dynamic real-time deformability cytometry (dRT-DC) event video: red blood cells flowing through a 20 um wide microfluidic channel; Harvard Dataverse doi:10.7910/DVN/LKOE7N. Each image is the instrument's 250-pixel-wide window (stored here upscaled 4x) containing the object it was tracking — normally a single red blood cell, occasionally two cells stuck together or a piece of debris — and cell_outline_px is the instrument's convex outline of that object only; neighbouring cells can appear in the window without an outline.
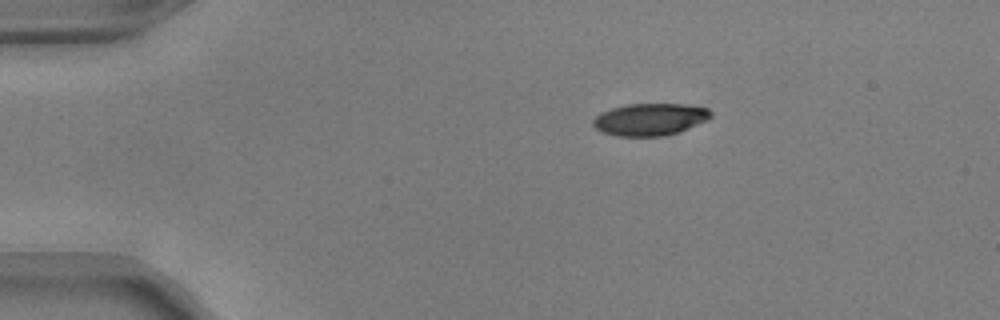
{"species": "common noctule bat (a hibernating species)", "species_latin": "Nyctalus noctula", "temperature_condition": "warm", "stored_images_in_passage": 44, "camera_frame_rate_fps": 3000, "um_per_image_px": 0.085, "animal": {"sex": "male", "body_mass_g": 17.9, "forearm_length_mm": 54.2}, "frame": {"image": 1, "passage_image": 1, "time_ms": 0.0, "image_size_px": [1000, 320], "cell_outline_px": [[712, 116], [708, 120], [680, 132], [664, 136], [616, 136], [604, 132], [596, 128], [592, 124], [592, 120], [600, 112], [612, 108], [628, 104], [684, 104], [708, 108], [712, 112]], "centroid_in_image_um": [55.27, 10.15], "position_along_channel_um": 29.7, "area_um2": 22.2}}
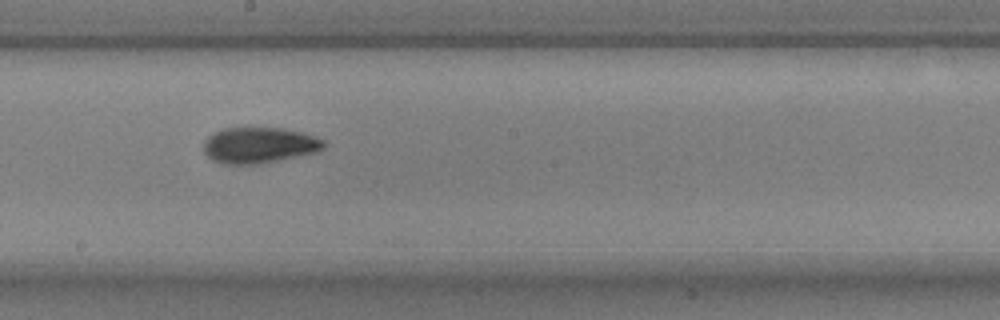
{"frame": {"image": 2, "passage_image": 21, "time_ms": 6.667, "image_size_px": [1000, 320], "cell_outline_px": [[324, 148], [316, 152], [256, 164], [224, 164], [212, 160], [204, 152], [204, 140], [212, 132], [224, 128], [284, 128], [304, 132], [316, 136], [324, 140]], "centroid_in_image_um": [22.01, 12.32], "position_along_channel_um": 226.2, "area_um2": 25.14}}
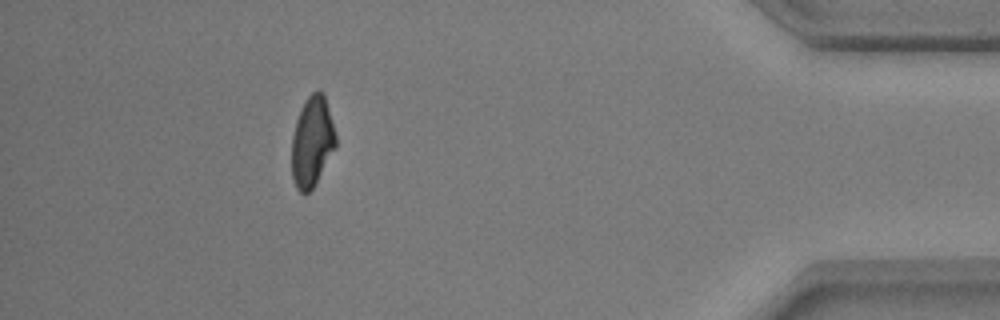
{"frame": {"image": 3, "passage_image": 39, "time_ms": 12.667, "image_size_px": [1000, 320], "cell_outline_px": [[336, 144], [312, 188], [308, 192], [300, 192], [296, 188], [292, 176], [292, 136], [296, 120], [300, 108], [304, 100], [316, 88], [324, 92], [336, 136]], "centroid_in_image_um": [26.5, 11.96], "position_along_channel_um": 408.7, "area_um2": 22.89}, "authors_computed_cell_mechanics": {"area_um2": 24.0159, "velocity_mm_per_s": 3.8491, "shape_relaxation_time_tau1_ms": 4.6038, "shape_relaxation_time_tau2_ms": 2.3038, "deformation_change_tau1": 0.1735, "deformation_change_tau2": 0.0742}}